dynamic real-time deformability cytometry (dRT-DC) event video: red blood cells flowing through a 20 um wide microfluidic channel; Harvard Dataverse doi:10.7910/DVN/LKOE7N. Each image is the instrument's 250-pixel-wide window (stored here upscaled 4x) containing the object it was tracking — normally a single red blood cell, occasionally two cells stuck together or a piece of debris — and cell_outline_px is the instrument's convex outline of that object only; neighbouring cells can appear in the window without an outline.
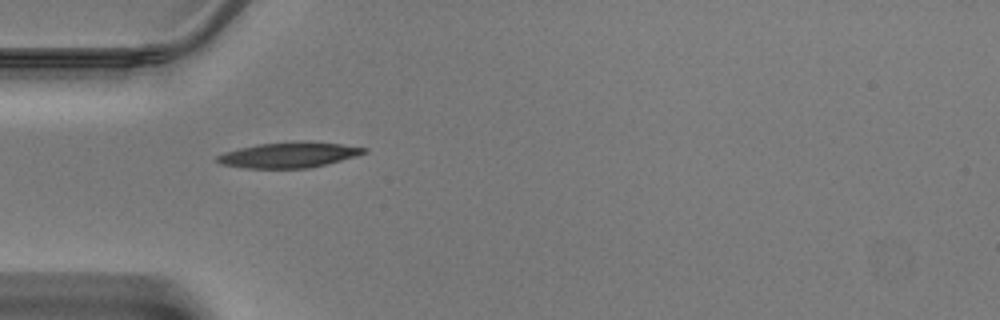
{"species": "Egyptian fruit bat (a non-hibernating species)", "species_latin": "Rousettus aegyptiacus", "temperature_condition": "warm", "stored_images_in_passage": 29, "camera_frame_rate_fps": 3000, "um_per_image_px": 0.085, "animal": {"sex": "male"}, "frame": {"image": 1, "passage_image": 1, "time_ms": 0.0, "image_size_px": [1000, 320], "cell_outline_px": [[360, 152], [332, 160], [316, 164], [280, 168], [272, 168], [240, 164], [224, 160], [224, 156], [256, 148], [276, 144], [328, 144], [360, 148]], "centroid_in_image_um": [24.72, 13.18], "position_along_channel_um": 60.3, "area_um2": 16.18}}
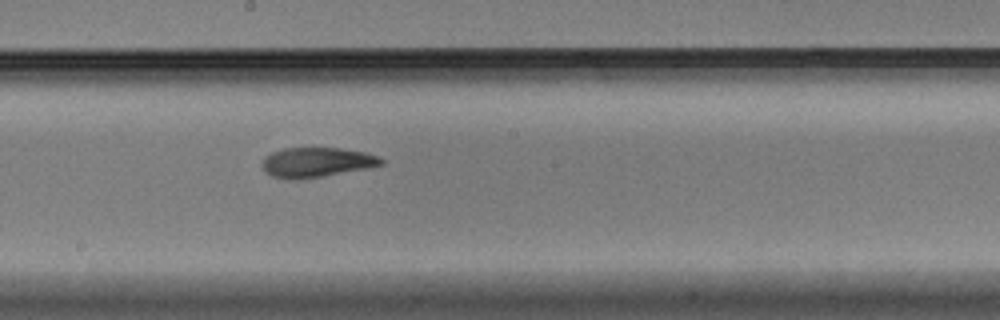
{"frame": {"image": 2, "passage_image": 12, "time_ms": 3.667, "image_size_px": [1000, 320], "cell_outline_px": [[380, 160], [376, 164], [300, 176], [288, 176], [276, 172], [268, 168], [268, 164], [272, 160], [308, 152], [352, 152], [368, 156]], "centroid_in_image_um": [27.14, 13.85], "position_along_channel_um": 221.1, "area_um2": 13.12}}
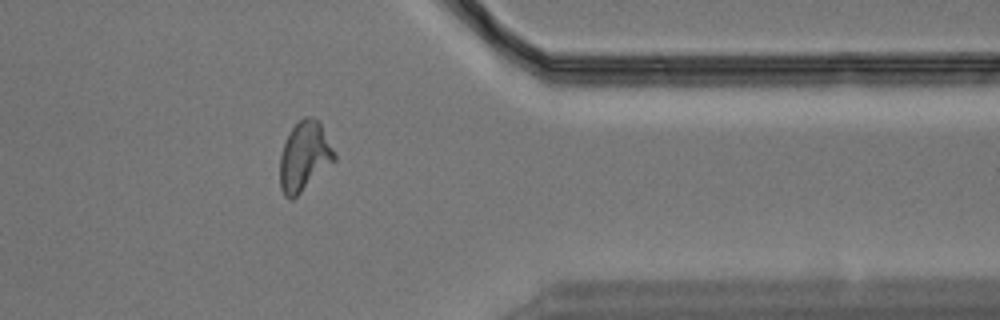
{"frame": {"image": 3, "passage_image": 24, "time_ms": 7.667, "image_size_px": [1000, 320], "cell_outline_px": [[332, 156], [292, 196], [284, 192], [280, 176], [280, 168], [284, 148], [292, 132], [296, 128], [320, 132], [332, 152]], "centroid_in_image_um": [25.72, 13.49], "position_along_channel_um": 385.7, "area_um2": 16.13}}